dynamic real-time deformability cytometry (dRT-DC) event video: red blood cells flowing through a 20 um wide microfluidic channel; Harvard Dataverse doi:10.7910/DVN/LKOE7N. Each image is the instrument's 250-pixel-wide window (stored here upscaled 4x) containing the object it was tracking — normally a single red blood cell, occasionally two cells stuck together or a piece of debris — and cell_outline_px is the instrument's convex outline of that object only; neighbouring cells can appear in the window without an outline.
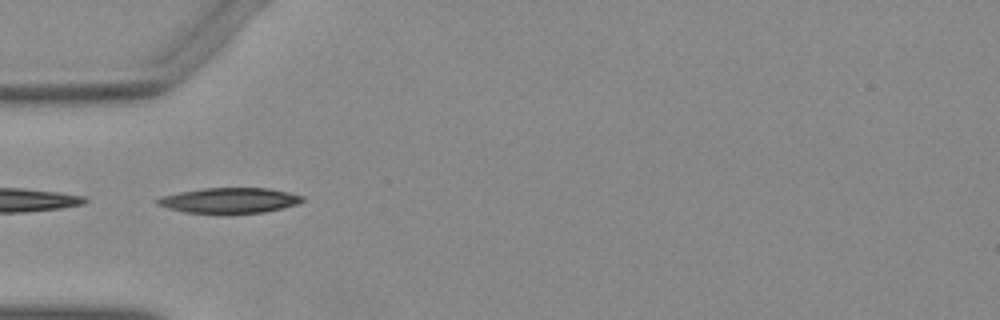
{"species": "Egyptian fruit bat (a non-hibernating species)", "species_latin": "Rousettus aegyptiacus", "temperature_condition": "warm", "stored_images_in_passage": 36, "camera_frame_rate_fps": 3000, "um_per_image_px": 0.085, "animal": {"sex": "female"}, "frame": {"image": 1, "passage_image": 1, "time_ms": 0.0, "image_size_px": [1000, 320], "cell_outline_px": [[304, 200], [300, 204], [264, 212], [184, 212], [168, 208], [156, 204], [156, 200], [160, 196], [180, 192], [204, 188], [268, 188], [288, 192], [304, 196]], "centroid_in_image_um": [19.53, 17.02], "position_along_channel_um": 65.5, "area_um2": 21.1}}
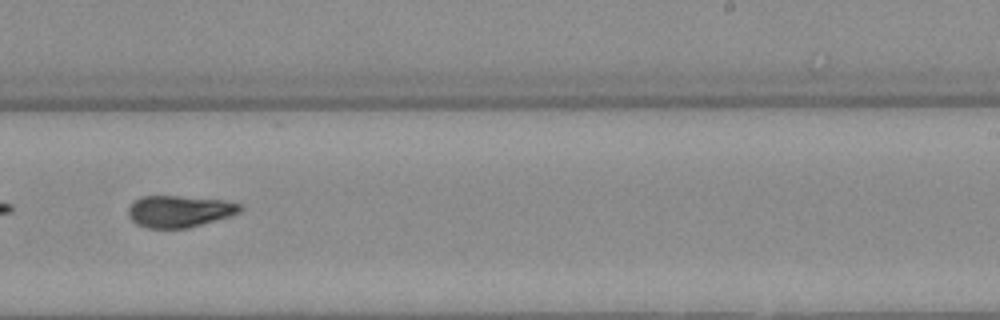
{"frame": {"image": 2, "passage_image": 17, "time_ms": 5.333, "image_size_px": [1000, 320], "cell_outline_px": [[244, 208], [240, 212], [228, 216], [188, 228], [144, 228], [136, 224], [128, 216], [128, 208], [140, 196], [180, 196], [224, 200], [240, 204]], "centroid_in_image_um": [15.22, 17.96], "position_along_channel_um": 273.8, "area_um2": 20.63}}
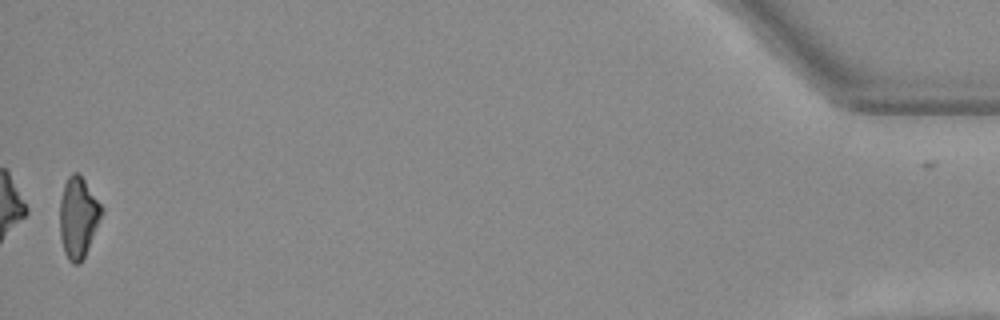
{"frame": {"image": 3, "passage_image": 36, "time_ms": 11.667, "image_size_px": [1000, 320], "cell_outline_px": [[104, 212], [84, 256], [80, 264], [72, 264], [68, 260], [64, 252], [60, 236], [60, 200], [64, 184], [68, 176], [72, 172], [76, 172], [84, 180], [104, 208]], "centroid_in_image_um": [6.65, 18.48], "position_along_channel_um": 428.6, "area_um2": 19.65}}